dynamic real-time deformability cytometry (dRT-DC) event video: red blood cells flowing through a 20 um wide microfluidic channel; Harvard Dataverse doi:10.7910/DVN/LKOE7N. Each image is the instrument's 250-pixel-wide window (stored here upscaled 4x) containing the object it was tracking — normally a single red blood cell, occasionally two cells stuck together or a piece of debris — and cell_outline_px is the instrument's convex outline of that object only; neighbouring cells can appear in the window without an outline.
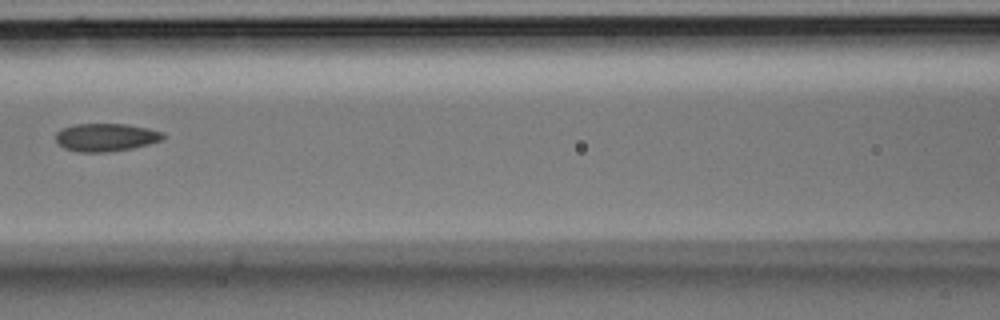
{"species": "Egyptian fruit bat (a non-hibernating species)", "species_latin": "Rousettus aegyptiacus", "temperature_condition": "room temperature", "stored_images_in_passage": 6, "camera_frame_rate_fps": 3000, "um_per_image_px": 0.085, "animal": {"sex": "male"}, "frame": {"image": 1, "passage_image": 6, "time_ms": 1.667, "image_size_px": [1000, 320], "cell_outline_px": [[164, 140], [132, 148], [104, 152], [80, 152], [64, 148], [56, 140], [56, 132], [60, 128], [76, 124], [128, 124], [148, 128], [164, 132]], "centroid_in_image_um": [9.01, 11.66], "position_along_channel_um": 157.6, "area_um2": 17.51}}